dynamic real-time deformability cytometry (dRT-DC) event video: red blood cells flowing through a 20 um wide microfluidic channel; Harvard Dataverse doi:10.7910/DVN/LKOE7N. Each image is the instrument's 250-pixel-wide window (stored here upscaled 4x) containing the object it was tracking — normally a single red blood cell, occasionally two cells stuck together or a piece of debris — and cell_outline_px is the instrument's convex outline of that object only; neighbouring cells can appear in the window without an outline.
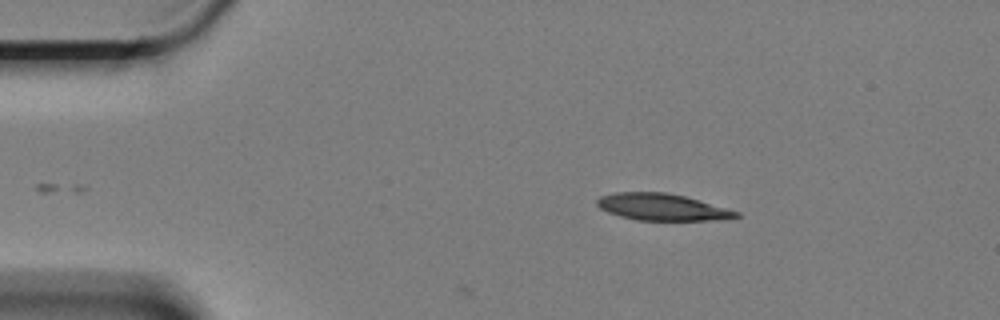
{"species": "Egyptian fruit bat (a non-hibernating species)", "species_latin": "Rousettus aegyptiacus", "temperature_condition": "cold", "stored_images_in_passage": 3, "camera_frame_rate_fps": 3000, "um_per_image_px": 0.085, "animal": {"sex": "female"}, "frame": {"image": 1, "passage_image": 1, "time_ms": 0.0, "image_size_px": [1000, 320], "cell_outline_px": [[740, 216], [728, 220], [636, 220], [620, 216], [608, 212], [600, 208], [596, 204], [596, 200], [600, 196], [616, 192], [664, 192], [684, 196], [740, 212]], "centroid_in_image_um": [56.28, 17.61], "position_along_channel_um": 28.7, "area_um2": 21.68}}